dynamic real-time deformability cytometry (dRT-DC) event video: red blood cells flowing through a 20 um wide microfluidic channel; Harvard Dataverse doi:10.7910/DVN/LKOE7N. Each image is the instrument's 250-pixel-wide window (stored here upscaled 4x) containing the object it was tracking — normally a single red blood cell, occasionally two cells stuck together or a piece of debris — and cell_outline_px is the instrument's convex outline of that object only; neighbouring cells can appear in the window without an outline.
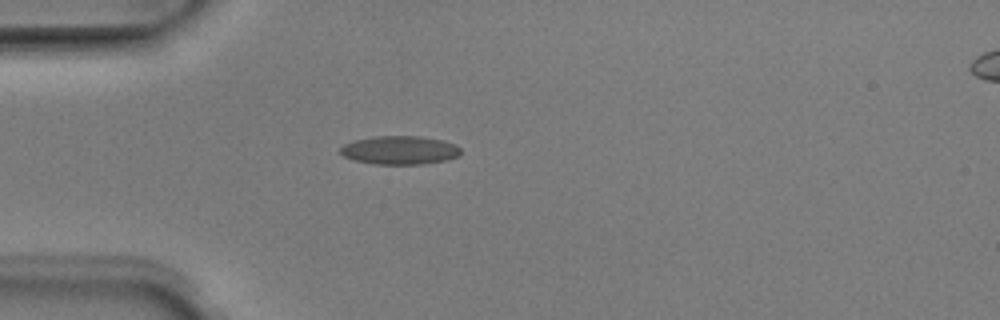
{"species": "Egyptian fruit bat (a non-hibernating species)", "species_latin": "Rousettus aegyptiacus", "temperature_condition": "room temperature", "stored_images_in_passage": 38, "camera_frame_rate_fps": 3000, "um_per_image_px": 0.085, "animal": {"sex": "male"}, "frame": {"image": 1, "passage_image": 1, "time_ms": 0.0, "image_size_px": [1000, 320], "cell_outline_px": [[460, 156], [448, 160], [424, 164], [372, 164], [352, 160], [344, 156], [340, 152], [340, 148], [344, 144], [356, 140], [376, 136], [420, 136], [444, 140], [456, 144], [460, 148]], "centroid_in_image_um": [34.01, 12.77], "position_along_channel_um": 51.0, "area_um2": 20.23}}
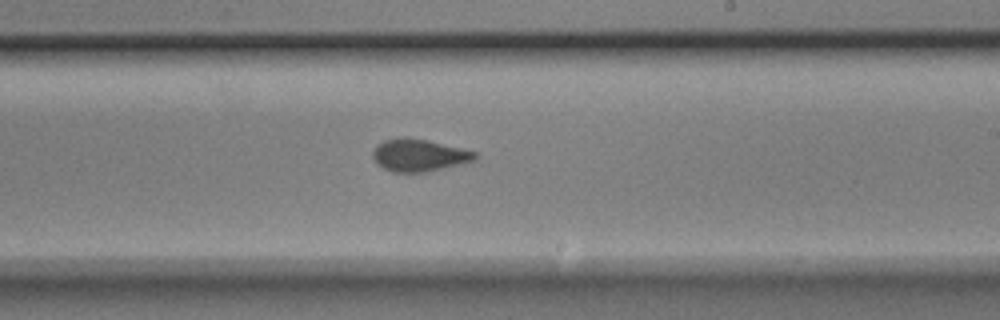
{"frame": {"image": 2, "passage_image": 17, "time_ms": 5.333, "image_size_px": [1000, 320], "cell_outline_px": [[476, 160], [424, 172], [392, 172], [376, 164], [372, 156], [372, 152], [376, 144], [384, 140], [400, 136], [404, 136], [428, 140], [476, 152]], "centroid_in_image_um": [35.54, 13.17], "position_along_channel_um": 253.5, "area_um2": 19.25}}
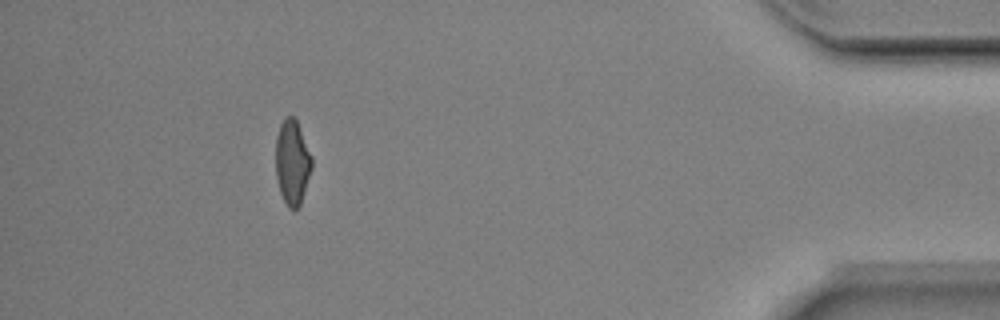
{"frame": {"image": 3, "passage_image": 33, "time_ms": 10.667, "image_size_px": [1000, 320], "cell_outline_px": [[312, 168], [300, 204], [296, 208], [288, 208], [280, 192], [276, 176], [276, 136], [280, 124], [284, 116], [292, 116], [296, 120], [312, 156]], "centroid_in_image_um": [24.83, 13.77], "position_along_channel_um": 410.4, "area_um2": 17.69}, "authors_computed_cell_mechanics": {"area_um2": 18.9584, "velocity_mm_per_s": 3.994, "shape_relaxation_time_tau1_ms": 4.0158, "shape_relaxation_time_tau2_ms": 1.1792, "deformation_change_tau1": 0.1308, "deformation_change_tau2": 0.0601}}